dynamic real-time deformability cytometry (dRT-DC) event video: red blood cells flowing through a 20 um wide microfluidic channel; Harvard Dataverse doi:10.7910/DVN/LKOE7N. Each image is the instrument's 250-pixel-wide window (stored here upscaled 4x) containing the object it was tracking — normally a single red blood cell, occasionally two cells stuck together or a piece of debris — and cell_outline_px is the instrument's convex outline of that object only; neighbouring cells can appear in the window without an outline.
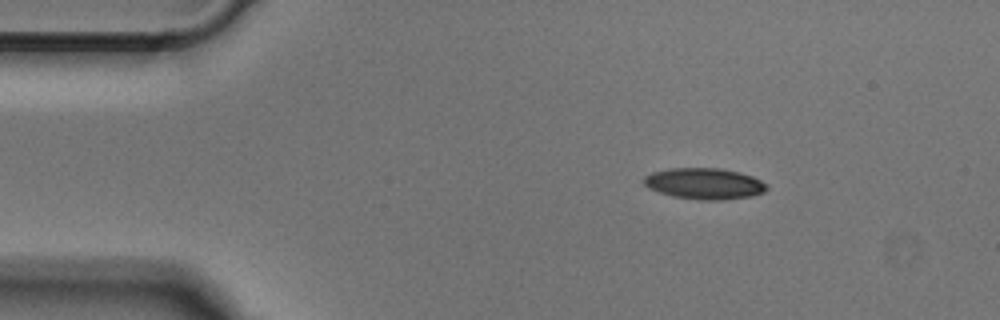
{"species": "Egyptian fruit bat (a non-hibernating species)", "species_latin": "Rousettus aegyptiacus", "temperature_condition": "cold", "stored_images_in_passage": 44, "camera_frame_rate_fps": 3000, "um_per_image_px": 0.085, "animal": {"sex": "male"}, "frame": {"image": 1, "passage_image": 1, "time_ms": 0.0, "image_size_px": [1000, 320], "cell_outline_px": [[768, 188], [764, 192], [752, 196], [724, 200], [700, 200], [672, 196], [648, 188], [644, 184], [644, 176], [652, 172], [668, 168], [720, 168], [740, 172], [752, 176], [768, 184]], "centroid_in_image_um": [59.89, 15.61], "position_along_channel_um": 25.1, "area_um2": 22.48}}
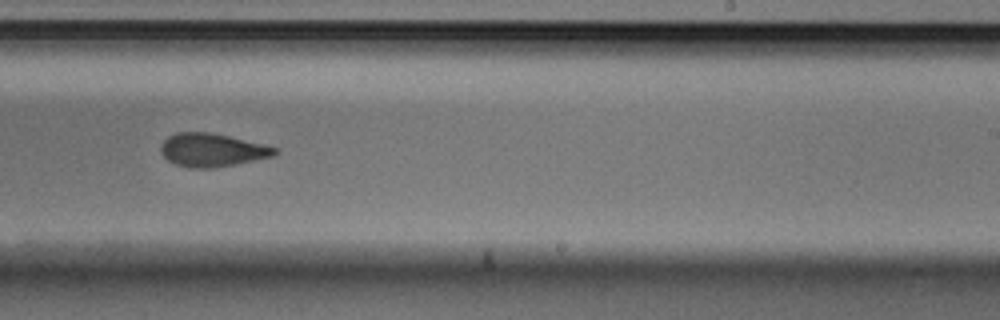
{"frame": {"image": 2, "passage_image": 24, "time_ms": 7.667, "image_size_px": [1000, 320], "cell_outline_px": [[280, 152], [276, 156], [236, 164], [212, 168], [192, 168], [176, 164], [168, 160], [160, 152], [160, 148], [164, 140], [168, 136], [176, 132], [212, 132], [264, 144], [276, 148]], "centroid_in_image_um": [18.06, 12.75], "position_along_channel_um": 270.9, "area_um2": 22.25}}
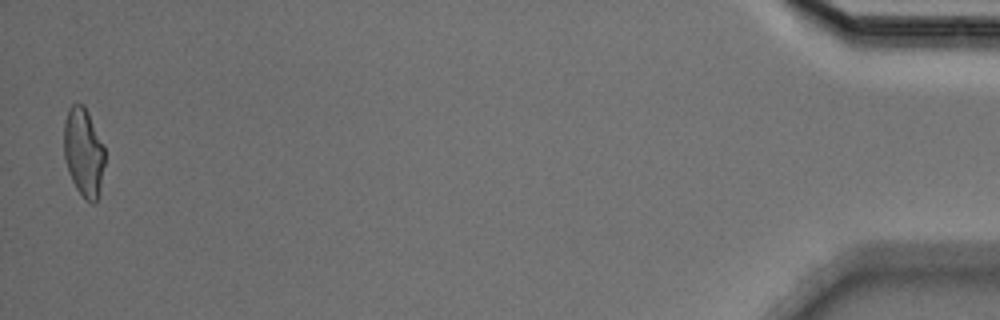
{"frame": {"image": 3, "passage_image": 43, "time_ms": 14.0, "image_size_px": [1000, 320], "cell_outline_px": [[104, 164], [100, 188], [96, 200], [92, 204], [84, 200], [76, 188], [68, 172], [64, 156], [64, 120], [68, 108], [72, 104], [84, 104], [104, 144]], "centroid_in_image_um": [7.1, 12.93], "position_along_channel_um": 428.1, "area_um2": 21.27}}